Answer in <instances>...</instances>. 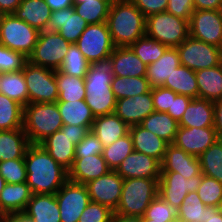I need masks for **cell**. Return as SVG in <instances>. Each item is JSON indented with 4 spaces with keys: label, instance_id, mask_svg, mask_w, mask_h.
<instances>
[{
    "label": "cell",
    "instance_id": "obj_1",
    "mask_svg": "<svg viewBox=\"0 0 222 222\" xmlns=\"http://www.w3.org/2000/svg\"><path fill=\"white\" fill-rule=\"evenodd\" d=\"M26 184L33 194H56L68 180V170L39 144H30L24 157Z\"/></svg>",
    "mask_w": 222,
    "mask_h": 222
},
{
    "label": "cell",
    "instance_id": "obj_2",
    "mask_svg": "<svg viewBox=\"0 0 222 222\" xmlns=\"http://www.w3.org/2000/svg\"><path fill=\"white\" fill-rule=\"evenodd\" d=\"M115 47H126L145 35L146 17L130 0H112L106 20Z\"/></svg>",
    "mask_w": 222,
    "mask_h": 222
},
{
    "label": "cell",
    "instance_id": "obj_3",
    "mask_svg": "<svg viewBox=\"0 0 222 222\" xmlns=\"http://www.w3.org/2000/svg\"><path fill=\"white\" fill-rule=\"evenodd\" d=\"M112 78L111 57L90 64L85 75V101L95 117L115 111L116 99L111 89Z\"/></svg>",
    "mask_w": 222,
    "mask_h": 222
},
{
    "label": "cell",
    "instance_id": "obj_4",
    "mask_svg": "<svg viewBox=\"0 0 222 222\" xmlns=\"http://www.w3.org/2000/svg\"><path fill=\"white\" fill-rule=\"evenodd\" d=\"M63 126L57 102L30 103L24 106L23 130L30 144H39Z\"/></svg>",
    "mask_w": 222,
    "mask_h": 222
},
{
    "label": "cell",
    "instance_id": "obj_5",
    "mask_svg": "<svg viewBox=\"0 0 222 222\" xmlns=\"http://www.w3.org/2000/svg\"><path fill=\"white\" fill-rule=\"evenodd\" d=\"M159 179H124L121 199L115 214L143 217L146 209L158 195Z\"/></svg>",
    "mask_w": 222,
    "mask_h": 222
},
{
    "label": "cell",
    "instance_id": "obj_6",
    "mask_svg": "<svg viewBox=\"0 0 222 222\" xmlns=\"http://www.w3.org/2000/svg\"><path fill=\"white\" fill-rule=\"evenodd\" d=\"M145 35L177 47L189 37V21L168 12L156 13L146 17Z\"/></svg>",
    "mask_w": 222,
    "mask_h": 222
},
{
    "label": "cell",
    "instance_id": "obj_7",
    "mask_svg": "<svg viewBox=\"0 0 222 222\" xmlns=\"http://www.w3.org/2000/svg\"><path fill=\"white\" fill-rule=\"evenodd\" d=\"M40 31L15 14L0 15V44L27 58L37 44Z\"/></svg>",
    "mask_w": 222,
    "mask_h": 222
},
{
    "label": "cell",
    "instance_id": "obj_8",
    "mask_svg": "<svg viewBox=\"0 0 222 222\" xmlns=\"http://www.w3.org/2000/svg\"><path fill=\"white\" fill-rule=\"evenodd\" d=\"M30 103H55L59 93L55 70L27 62L22 69Z\"/></svg>",
    "mask_w": 222,
    "mask_h": 222
},
{
    "label": "cell",
    "instance_id": "obj_9",
    "mask_svg": "<svg viewBox=\"0 0 222 222\" xmlns=\"http://www.w3.org/2000/svg\"><path fill=\"white\" fill-rule=\"evenodd\" d=\"M71 43L58 32L40 31L37 44L28 56V62L52 70H59Z\"/></svg>",
    "mask_w": 222,
    "mask_h": 222
},
{
    "label": "cell",
    "instance_id": "obj_10",
    "mask_svg": "<svg viewBox=\"0 0 222 222\" xmlns=\"http://www.w3.org/2000/svg\"><path fill=\"white\" fill-rule=\"evenodd\" d=\"M183 66L199 71L219 65L222 48L207 44L189 36L176 47Z\"/></svg>",
    "mask_w": 222,
    "mask_h": 222
},
{
    "label": "cell",
    "instance_id": "obj_11",
    "mask_svg": "<svg viewBox=\"0 0 222 222\" xmlns=\"http://www.w3.org/2000/svg\"><path fill=\"white\" fill-rule=\"evenodd\" d=\"M75 44L90 63L110 57L115 48L106 22L88 25Z\"/></svg>",
    "mask_w": 222,
    "mask_h": 222
},
{
    "label": "cell",
    "instance_id": "obj_12",
    "mask_svg": "<svg viewBox=\"0 0 222 222\" xmlns=\"http://www.w3.org/2000/svg\"><path fill=\"white\" fill-rule=\"evenodd\" d=\"M60 210L61 222H78L82 212L90 202L85 184L69 179L55 194Z\"/></svg>",
    "mask_w": 222,
    "mask_h": 222
},
{
    "label": "cell",
    "instance_id": "obj_13",
    "mask_svg": "<svg viewBox=\"0 0 222 222\" xmlns=\"http://www.w3.org/2000/svg\"><path fill=\"white\" fill-rule=\"evenodd\" d=\"M189 36L222 48V10H194L189 21Z\"/></svg>",
    "mask_w": 222,
    "mask_h": 222
},
{
    "label": "cell",
    "instance_id": "obj_14",
    "mask_svg": "<svg viewBox=\"0 0 222 222\" xmlns=\"http://www.w3.org/2000/svg\"><path fill=\"white\" fill-rule=\"evenodd\" d=\"M203 174L186 179L180 173L161 171L158 195L171 206L179 209L189 192L197 191Z\"/></svg>",
    "mask_w": 222,
    "mask_h": 222
},
{
    "label": "cell",
    "instance_id": "obj_15",
    "mask_svg": "<svg viewBox=\"0 0 222 222\" xmlns=\"http://www.w3.org/2000/svg\"><path fill=\"white\" fill-rule=\"evenodd\" d=\"M124 179L115 170L85 184L90 201L108 206L115 211L121 199Z\"/></svg>",
    "mask_w": 222,
    "mask_h": 222
},
{
    "label": "cell",
    "instance_id": "obj_16",
    "mask_svg": "<svg viewBox=\"0 0 222 222\" xmlns=\"http://www.w3.org/2000/svg\"><path fill=\"white\" fill-rule=\"evenodd\" d=\"M216 140L218 136L214 126L204 128L179 126L172 144L188 154L199 157Z\"/></svg>",
    "mask_w": 222,
    "mask_h": 222
},
{
    "label": "cell",
    "instance_id": "obj_17",
    "mask_svg": "<svg viewBox=\"0 0 222 222\" xmlns=\"http://www.w3.org/2000/svg\"><path fill=\"white\" fill-rule=\"evenodd\" d=\"M115 171L120 174L123 179H159L161 163L154 157L134 150L120 163Z\"/></svg>",
    "mask_w": 222,
    "mask_h": 222
},
{
    "label": "cell",
    "instance_id": "obj_18",
    "mask_svg": "<svg viewBox=\"0 0 222 222\" xmlns=\"http://www.w3.org/2000/svg\"><path fill=\"white\" fill-rule=\"evenodd\" d=\"M152 92L116 100L114 113L129 127L138 125L153 113Z\"/></svg>",
    "mask_w": 222,
    "mask_h": 222
},
{
    "label": "cell",
    "instance_id": "obj_19",
    "mask_svg": "<svg viewBox=\"0 0 222 222\" xmlns=\"http://www.w3.org/2000/svg\"><path fill=\"white\" fill-rule=\"evenodd\" d=\"M87 26L88 23L71 7L53 11L47 31L58 32L66 41L74 44Z\"/></svg>",
    "mask_w": 222,
    "mask_h": 222
},
{
    "label": "cell",
    "instance_id": "obj_20",
    "mask_svg": "<svg viewBox=\"0 0 222 222\" xmlns=\"http://www.w3.org/2000/svg\"><path fill=\"white\" fill-rule=\"evenodd\" d=\"M48 154L65 169L69 170L75 159L76 145L68 135V125L49 135L39 143Z\"/></svg>",
    "mask_w": 222,
    "mask_h": 222
},
{
    "label": "cell",
    "instance_id": "obj_21",
    "mask_svg": "<svg viewBox=\"0 0 222 222\" xmlns=\"http://www.w3.org/2000/svg\"><path fill=\"white\" fill-rule=\"evenodd\" d=\"M161 171L180 173L186 179L200 174L201 166L198 157L186 153L183 149L169 144L166 148Z\"/></svg>",
    "mask_w": 222,
    "mask_h": 222
},
{
    "label": "cell",
    "instance_id": "obj_22",
    "mask_svg": "<svg viewBox=\"0 0 222 222\" xmlns=\"http://www.w3.org/2000/svg\"><path fill=\"white\" fill-rule=\"evenodd\" d=\"M111 171L102 154L75 158L72 167L68 170L70 181L86 184Z\"/></svg>",
    "mask_w": 222,
    "mask_h": 222
},
{
    "label": "cell",
    "instance_id": "obj_23",
    "mask_svg": "<svg viewBox=\"0 0 222 222\" xmlns=\"http://www.w3.org/2000/svg\"><path fill=\"white\" fill-rule=\"evenodd\" d=\"M32 194L26 182L17 184L6 183L0 193V216L24 212Z\"/></svg>",
    "mask_w": 222,
    "mask_h": 222
},
{
    "label": "cell",
    "instance_id": "obj_24",
    "mask_svg": "<svg viewBox=\"0 0 222 222\" xmlns=\"http://www.w3.org/2000/svg\"><path fill=\"white\" fill-rule=\"evenodd\" d=\"M113 64V76L145 77L147 65L129 46L115 47L110 55Z\"/></svg>",
    "mask_w": 222,
    "mask_h": 222
},
{
    "label": "cell",
    "instance_id": "obj_25",
    "mask_svg": "<svg viewBox=\"0 0 222 222\" xmlns=\"http://www.w3.org/2000/svg\"><path fill=\"white\" fill-rule=\"evenodd\" d=\"M129 133L135 151L154 157L160 163L163 161L168 142L143 128L140 124L131 126Z\"/></svg>",
    "mask_w": 222,
    "mask_h": 222
},
{
    "label": "cell",
    "instance_id": "obj_26",
    "mask_svg": "<svg viewBox=\"0 0 222 222\" xmlns=\"http://www.w3.org/2000/svg\"><path fill=\"white\" fill-rule=\"evenodd\" d=\"M23 213L34 222H61L55 194H32Z\"/></svg>",
    "mask_w": 222,
    "mask_h": 222
},
{
    "label": "cell",
    "instance_id": "obj_27",
    "mask_svg": "<svg viewBox=\"0 0 222 222\" xmlns=\"http://www.w3.org/2000/svg\"><path fill=\"white\" fill-rule=\"evenodd\" d=\"M129 126L115 113L95 117L91 131L103 147L111 145L117 139L129 133Z\"/></svg>",
    "mask_w": 222,
    "mask_h": 222
},
{
    "label": "cell",
    "instance_id": "obj_28",
    "mask_svg": "<svg viewBox=\"0 0 222 222\" xmlns=\"http://www.w3.org/2000/svg\"><path fill=\"white\" fill-rule=\"evenodd\" d=\"M180 55L176 47H168L164 54L156 61L147 66L146 79L152 87H161L167 77L179 67Z\"/></svg>",
    "mask_w": 222,
    "mask_h": 222
},
{
    "label": "cell",
    "instance_id": "obj_29",
    "mask_svg": "<svg viewBox=\"0 0 222 222\" xmlns=\"http://www.w3.org/2000/svg\"><path fill=\"white\" fill-rule=\"evenodd\" d=\"M178 124L187 128L214 126V102L200 98L192 99Z\"/></svg>",
    "mask_w": 222,
    "mask_h": 222
},
{
    "label": "cell",
    "instance_id": "obj_30",
    "mask_svg": "<svg viewBox=\"0 0 222 222\" xmlns=\"http://www.w3.org/2000/svg\"><path fill=\"white\" fill-rule=\"evenodd\" d=\"M51 9L44 0H21L15 15L39 31L47 30Z\"/></svg>",
    "mask_w": 222,
    "mask_h": 222
},
{
    "label": "cell",
    "instance_id": "obj_31",
    "mask_svg": "<svg viewBox=\"0 0 222 222\" xmlns=\"http://www.w3.org/2000/svg\"><path fill=\"white\" fill-rule=\"evenodd\" d=\"M29 145L23 128L0 131V162L24 158Z\"/></svg>",
    "mask_w": 222,
    "mask_h": 222
},
{
    "label": "cell",
    "instance_id": "obj_32",
    "mask_svg": "<svg viewBox=\"0 0 222 222\" xmlns=\"http://www.w3.org/2000/svg\"><path fill=\"white\" fill-rule=\"evenodd\" d=\"M198 98L216 102L222 99V69L220 65L195 72Z\"/></svg>",
    "mask_w": 222,
    "mask_h": 222
},
{
    "label": "cell",
    "instance_id": "obj_33",
    "mask_svg": "<svg viewBox=\"0 0 222 222\" xmlns=\"http://www.w3.org/2000/svg\"><path fill=\"white\" fill-rule=\"evenodd\" d=\"M63 125H81L92 127L95 116L85 100L57 101Z\"/></svg>",
    "mask_w": 222,
    "mask_h": 222
},
{
    "label": "cell",
    "instance_id": "obj_34",
    "mask_svg": "<svg viewBox=\"0 0 222 222\" xmlns=\"http://www.w3.org/2000/svg\"><path fill=\"white\" fill-rule=\"evenodd\" d=\"M162 87L170 89L179 95H186L193 99L198 98V84L195 71L183 65L174 69Z\"/></svg>",
    "mask_w": 222,
    "mask_h": 222
},
{
    "label": "cell",
    "instance_id": "obj_35",
    "mask_svg": "<svg viewBox=\"0 0 222 222\" xmlns=\"http://www.w3.org/2000/svg\"><path fill=\"white\" fill-rule=\"evenodd\" d=\"M140 125L158 137L172 144L179 124L168 113L154 111L142 120Z\"/></svg>",
    "mask_w": 222,
    "mask_h": 222
},
{
    "label": "cell",
    "instance_id": "obj_36",
    "mask_svg": "<svg viewBox=\"0 0 222 222\" xmlns=\"http://www.w3.org/2000/svg\"><path fill=\"white\" fill-rule=\"evenodd\" d=\"M0 93L17 101L22 106L29 104L23 71L0 73Z\"/></svg>",
    "mask_w": 222,
    "mask_h": 222
},
{
    "label": "cell",
    "instance_id": "obj_37",
    "mask_svg": "<svg viewBox=\"0 0 222 222\" xmlns=\"http://www.w3.org/2000/svg\"><path fill=\"white\" fill-rule=\"evenodd\" d=\"M111 89L117 100L145 94L151 91L152 86L146 77L113 76Z\"/></svg>",
    "mask_w": 222,
    "mask_h": 222
},
{
    "label": "cell",
    "instance_id": "obj_38",
    "mask_svg": "<svg viewBox=\"0 0 222 222\" xmlns=\"http://www.w3.org/2000/svg\"><path fill=\"white\" fill-rule=\"evenodd\" d=\"M58 87V101L85 100V78L70 76L55 70Z\"/></svg>",
    "mask_w": 222,
    "mask_h": 222
},
{
    "label": "cell",
    "instance_id": "obj_39",
    "mask_svg": "<svg viewBox=\"0 0 222 222\" xmlns=\"http://www.w3.org/2000/svg\"><path fill=\"white\" fill-rule=\"evenodd\" d=\"M112 0H74V10L87 23L106 22Z\"/></svg>",
    "mask_w": 222,
    "mask_h": 222
},
{
    "label": "cell",
    "instance_id": "obj_40",
    "mask_svg": "<svg viewBox=\"0 0 222 222\" xmlns=\"http://www.w3.org/2000/svg\"><path fill=\"white\" fill-rule=\"evenodd\" d=\"M24 106L0 93V131L23 128Z\"/></svg>",
    "mask_w": 222,
    "mask_h": 222
},
{
    "label": "cell",
    "instance_id": "obj_41",
    "mask_svg": "<svg viewBox=\"0 0 222 222\" xmlns=\"http://www.w3.org/2000/svg\"><path fill=\"white\" fill-rule=\"evenodd\" d=\"M198 159L202 174L222 183V139L216 140Z\"/></svg>",
    "mask_w": 222,
    "mask_h": 222
},
{
    "label": "cell",
    "instance_id": "obj_42",
    "mask_svg": "<svg viewBox=\"0 0 222 222\" xmlns=\"http://www.w3.org/2000/svg\"><path fill=\"white\" fill-rule=\"evenodd\" d=\"M134 151L130 133L117 139L111 145L103 147V158L111 170H116L120 163Z\"/></svg>",
    "mask_w": 222,
    "mask_h": 222
},
{
    "label": "cell",
    "instance_id": "obj_43",
    "mask_svg": "<svg viewBox=\"0 0 222 222\" xmlns=\"http://www.w3.org/2000/svg\"><path fill=\"white\" fill-rule=\"evenodd\" d=\"M129 47L147 66L156 62L168 48L167 45H164L147 35L137 39Z\"/></svg>",
    "mask_w": 222,
    "mask_h": 222
},
{
    "label": "cell",
    "instance_id": "obj_44",
    "mask_svg": "<svg viewBox=\"0 0 222 222\" xmlns=\"http://www.w3.org/2000/svg\"><path fill=\"white\" fill-rule=\"evenodd\" d=\"M90 64L91 63L85 58L82 52L78 49V46L74 43L68 48L59 71L70 76L85 78Z\"/></svg>",
    "mask_w": 222,
    "mask_h": 222
},
{
    "label": "cell",
    "instance_id": "obj_45",
    "mask_svg": "<svg viewBox=\"0 0 222 222\" xmlns=\"http://www.w3.org/2000/svg\"><path fill=\"white\" fill-rule=\"evenodd\" d=\"M197 195L207 207L222 208V183L203 175Z\"/></svg>",
    "mask_w": 222,
    "mask_h": 222
},
{
    "label": "cell",
    "instance_id": "obj_46",
    "mask_svg": "<svg viewBox=\"0 0 222 222\" xmlns=\"http://www.w3.org/2000/svg\"><path fill=\"white\" fill-rule=\"evenodd\" d=\"M178 217V208L171 206L157 195L146 209L142 219H151L157 222H173Z\"/></svg>",
    "mask_w": 222,
    "mask_h": 222
},
{
    "label": "cell",
    "instance_id": "obj_47",
    "mask_svg": "<svg viewBox=\"0 0 222 222\" xmlns=\"http://www.w3.org/2000/svg\"><path fill=\"white\" fill-rule=\"evenodd\" d=\"M206 207L196 191L189 192L178 209V219L183 222H203Z\"/></svg>",
    "mask_w": 222,
    "mask_h": 222
},
{
    "label": "cell",
    "instance_id": "obj_48",
    "mask_svg": "<svg viewBox=\"0 0 222 222\" xmlns=\"http://www.w3.org/2000/svg\"><path fill=\"white\" fill-rule=\"evenodd\" d=\"M0 175L6 183L17 184L26 182V167L24 158L0 162Z\"/></svg>",
    "mask_w": 222,
    "mask_h": 222
},
{
    "label": "cell",
    "instance_id": "obj_49",
    "mask_svg": "<svg viewBox=\"0 0 222 222\" xmlns=\"http://www.w3.org/2000/svg\"><path fill=\"white\" fill-rule=\"evenodd\" d=\"M28 58L0 44V73L17 72L24 68Z\"/></svg>",
    "mask_w": 222,
    "mask_h": 222
},
{
    "label": "cell",
    "instance_id": "obj_50",
    "mask_svg": "<svg viewBox=\"0 0 222 222\" xmlns=\"http://www.w3.org/2000/svg\"><path fill=\"white\" fill-rule=\"evenodd\" d=\"M113 213L108 206L90 201L78 222H111Z\"/></svg>",
    "mask_w": 222,
    "mask_h": 222
},
{
    "label": "cell",
    "instance_id": "obj_51",
    "mask_svg": "<svg viewBox=\"0 0 222 222\" xmlns=\"http://www.w3.org/2000/svg\"><path fill=\"white\" fill-rule=\"evenodd\" d=\"M102 152V143L92 131H89L88 134L76 145L75 158L102 154Z\"/></svg>",
    "mask_w": 222,
    "mask_h": 222
},
{
    "label": "cell",
    "instance_id": "obj_52",
    "mask_svg": "<svg viewBox=\"0 0 222 222\" xmlns=\"http://www.w3.org/2000/svg\"><path fill=\"white\" fill-rule=\"evenodd\" d=\"M152 99L154 110L167 113L172 104V90L164 87H152Z\"/></svg>",
    "mask_w": 222,
    "mask_h": 222
},
{
    "label": "cell",
    "instance_id": "obj_53",
    "mask_svg": "<svg viewBox=\"0 0 222 222\" xmlns=\"http://www.w3.org/2000/svg\"><path fill=\"white\" fill-rule=\"evenodd\" d=\"M194 10L193 0H168L166 12L190 21Z\"/></svg>",
    "mask_w": 222,
    "mask_h": 222
},
{
    "label": "cell",
    "instance_id": "obj_54",
    "mask_svg": "<svg viewBox=\"0 0 222 222\" xmlns=\"http://www.w3.org/2000/svg\"><path fill=\"white\" fill-rule=\"evenodd\" d=\"M145 17L166 12L168 0H130Z\"/></svg>",
    "mask_w": 222,
    "mask_h": 222
},
{
    "label": "cell",
    "instance_id": "obj_55",
    "mask_svg": "<svg viewBox=\"0 0 222 222\" xmlns=\"http://www.w3.org/2000/svg\"><path fill=\"white\" fill-rule=\"evenodd\" d=\"M193 98L186 95H179L172 91V104L171 108L168 109L167 113L177 122L180 121L186 108Z\"/></svg>",
    "mask_w": 222,
    "mask_h": 222
},
{
    "label": "cell",
    "instance_id": "obj_56",
    "mask_svg": "<svg viewBox=\"0 0 222 222\" xmlns=\"http://www.w3.org/2000/svg\"><path fill=\"white\" fill-rule=\"evenodd\" d=\"M91 128L81 125H68V135L72 139V142L77 145L91 131Z\"/></svg>",
    "mask_w": 222,
    "mask_h": 222
},
{
    "label": "cell",
    "instance_id": "obj_57",
    "mask_svg": "<svg viewBox=\"0 0 222 222\" xmlns=\"http://www.w3.org/2000/svg\"><path fill=\"white\" fill-rule=\"evenodd\" d=\"M195 10H222V0H193Z\"/></svg>",
    "mask_w": 222,
    "mask_h": 222
},
{
    "label": "cell",
    "instance_id": "obj_58",
    "mask_svg": "<svg viewBox=\"0 0 222 222\" xmlns=\"http://www.w3.org/2000/svg\"><path fill=\"white\" fill-rule=\"evenodd\" d=\"M214 128L218 139H222V99L214 102Z\"/></svg>",
    "mask_w": 222,
    "mask_h": 222
},
{
    "label": "cell",
    "instance_id": "obj_59",
    "mask_svg": "<svg viewBox=\"0 0 222 222\" xmlns=\"http://www.w3.org/2000/svg\"><path fill=\"white\" fill-rule=\"evenodd\" d=\"M203 222H222V208L206 207Z\"/></svg>",
    "mask_w": 222,
    "mask_h": 222
},
{
    "label": "cell",
    "instance_id": "obj_60",
    "mask_svg": "<svg viewBox=\"0 0 222 222\" xmlns=\"http://www.w3.org/2000/svg\"><path fill=\"white\" fill-rule=\"evenodd\" d=\"M21 0H0V15L14 14Z\"/></svg>",
    "mask_w": 222,
    "mask_h": 222
},
{
    "label": "cell",
    "instance_id": "obj_61",
    "mask_svg": "<svg viewBox=\"0 0 222 222\" xmlns=\"http://www.w3.org/2000/svg\"><path fill=\"white\" fill-rule=\"evenodd\" d=\"M50 7L51 11H58L74 6V0H44Z\"/></svg>",
    "mask_w": 222,
    "mask_h": 222
},
{
    "label": "cell",
    "instance_id": "obj_62",
    "mask_svg": "<svg viewBox=\"0 0 222 222\" xmlns=\"http://www.w3.org/2000/svg\"><path fill=\"white\" fill-rule=\"evenodd\" d=\"M111 222H142V217L126 216L113 213Z\"/></svg>",
    "mask_w": 222,
    "mask_h": 222
},
{
    "label": "cell",
    "instance_id": "obj_63",
    "mask_svg": "<svg viewBox=\"0 0 222 222\" xmlns=\"http://www.w3.org/2000/svg\"><path fill=\"white\" fill-rule=\"evenodd\" d=\"M8 222H34L30 217L22 213L8 215Z\"/></svg>",
    "mask_w": 222,
    "mask_h": 222
},
{
    "label": "cell",
    "instance_id": "obj_64",
    "mask_svg": "<svg viewBox=\"0 0 222 222\" xmlns=\"http://www.w3.org/2000/svg\"><path fill=\"white\" fill-rule=\"evenodd\" d=\"M6 185L5 179L0 175V193L2 192L3 188Z\"/></svg>",
    "mask_w": 222,
    "mask_h": 222
},
{
    "label": "cell",
    "instance_id": "obj_65",
    "mask_svg": "<svg viewBox=\"0 0 222 222\" xmlns=\"http://www.w3.org/2000/svg\"><path fill=\"white\" fill-rule=\"evenodd\" d=\"M0 222H8V216H0Z\"/></svg>",
    "mask_w": 222,
    "mask_h": 222
},
{
    "label": "cell",
    "instance_id": "obj_66",
    "mask_svg": "<svg viewBox=\"0 0 222 222\" xmlns=\"http://www.w3.org/2000/svg\"><path fill=\"white\" fill-rule=\"evenodd\" d=\"M142 222H157V221H154V220H151V219H142Z\"/></svg>",
    "mask_w": 222,
    "mask_h": 222
},
{
    "label": "cell",
    "instance_id": "obj_67",
    "mask_svg": "<svg viewBox=\"0 0 222 222\" xmlns=\"http://www.w3.org/2000/svg\"><path fill=\"white\" fill-rule=\"evenodd\" d=\"M219 65H220V67H221V69H222V51H221V55H220V62H219Z\"/></svg>",
    "mask_w": 222,
    "mask_h": 222
},
{
    "label": "cell",
    "instance_id": "obj_68",
    "mask_svg": "<svg viewBox=\"0 0 222 222\" xmlns=\"http://www.w3.org/2000/svg\"><path fill=\"white\" fill-rule=\"evenodd\" d=\"M173 222H183V221L180 219H175Z\"/></svg>",
    "mask_w": 222,
    "mask_h": 222
}]
</instances>
